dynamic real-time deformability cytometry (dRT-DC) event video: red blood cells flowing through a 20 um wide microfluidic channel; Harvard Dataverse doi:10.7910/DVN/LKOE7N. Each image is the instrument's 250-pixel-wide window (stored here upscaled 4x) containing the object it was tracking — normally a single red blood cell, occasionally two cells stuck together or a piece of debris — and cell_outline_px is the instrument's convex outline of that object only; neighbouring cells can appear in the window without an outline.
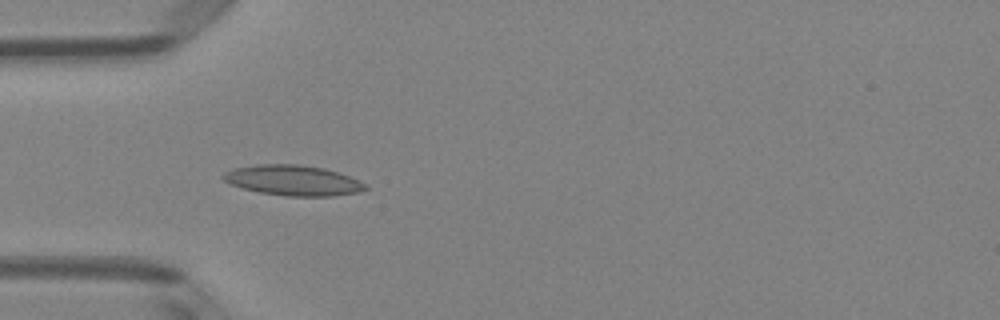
{"species": "Egyptian fruit bat (a non-hibernating species)", "species_latin": "Rousettus aegyptiacus", "temperature_condition": "room temperature", "stored_images_in_passage": 5, "camera_frame_rate_fps": 3000, "um_per_image_px": 0.085, "animal": {"sex": "female"}, "frame": {"image": 1, "passage_image": 4, "time_ms": 1.0, "image_size_px": [1000, 320], "cell_outline_px": [[368, 188], [360, 192], [332, 196], [284, 196], [260, 192], [244, 188], [232, 184], [224, 180], [220, 176], [224, 172], [232, 168], [256, 164], [296, 164], [324, 168], [348, 176], [368, 184]], "centroid_in_image_um": [24.9, 15.33], "position_along_channel_um": 60.1, "area_um2": 25.14}}
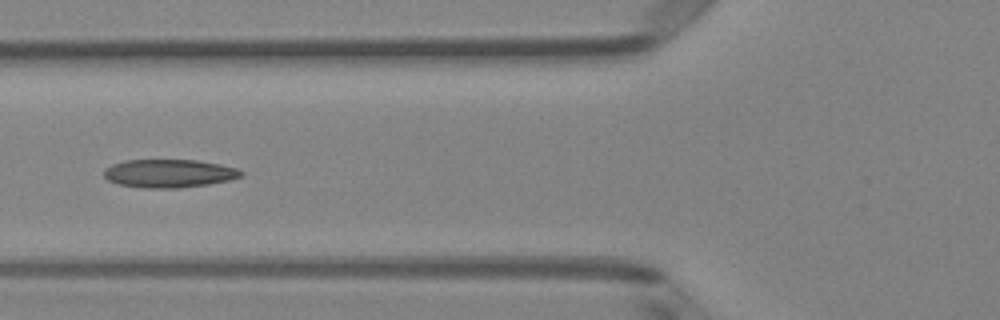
{"frame": {"image": 2, "passage_image": 5, "time_ms": 1.333, "image_size_px": [1000, 320], "cell_outline_px": [[244, 176], [232, 180], [208, 184], [176, 188], [144, 188], [120, 184], [108, 180], [104, 176], [104, 168], [112, 164], [124, 160], [196, 160], [220, 164], [236, 168], [244, 172]], "centroid_in_image_um": [14.4, 14.74], "position_along_channel_um": 111.4, "area_um2": 22.66}}